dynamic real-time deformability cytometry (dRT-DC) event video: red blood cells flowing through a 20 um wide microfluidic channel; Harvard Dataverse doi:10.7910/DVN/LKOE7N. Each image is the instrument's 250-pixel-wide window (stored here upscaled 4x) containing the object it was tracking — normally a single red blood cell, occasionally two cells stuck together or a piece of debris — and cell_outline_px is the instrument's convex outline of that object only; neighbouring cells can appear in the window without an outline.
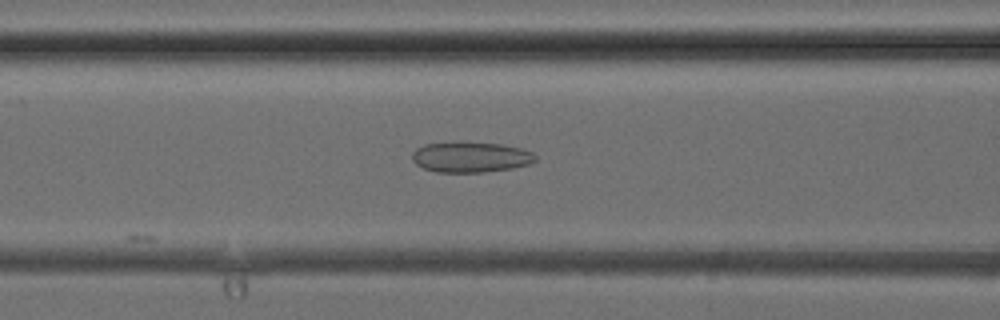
{"species": "common noctule bat (a hibernating species)", "species_latin": "Nyctalus noctula", "temperature_condition": "cold", "stored_images_in_passage": 6, "camera_frame_rate_fps": 3000, "um_per_image_px": 0.085, "animal": {"sex": "female", "body_mass_g": 24.6, "forearm_length_mm": 56.2}, "frame": {"image": 1, "passage_image": 6, "time_ms": 6.667, "image_size_px": [1000, 320], "cell_outline_px": [[536, 160], [528, 164], [512, 168], [484, 172], [436, 172], [424, 168], [416, 164], [412, 160], [412, 152], [416, 148], [424, 144], [460, 140], [504, 144], [520, 148], [532, 152], [536, 156]], "centroid_in_image_um": [39.97, 13.32], "position_along_channel_um": 126.6, "area_um2": 22.43}}